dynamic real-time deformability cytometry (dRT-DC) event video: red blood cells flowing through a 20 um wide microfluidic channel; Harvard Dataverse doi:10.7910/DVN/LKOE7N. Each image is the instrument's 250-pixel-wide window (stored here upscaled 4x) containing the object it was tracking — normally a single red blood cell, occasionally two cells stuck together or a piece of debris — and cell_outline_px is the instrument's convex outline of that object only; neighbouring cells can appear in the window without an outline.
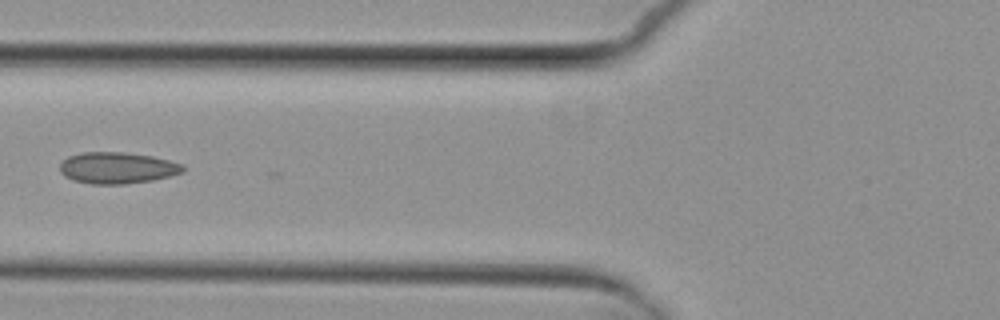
{"species": "common noctule bat (a hibernating species)", "species_latin": "Nyctalus noctula", "temperature_condition": "cold", "stored_images_in_passage": 7, "camera_frame_rate_fps": 3000, "um_per_image_px": 0.085, "animal": {"sex": "female", "body_mass_g": 29.2, "forearm_length_mm": 56.3}, "frame": {"image": 1, "passage_image": 7, "time_ms": 7.0, "image_size_px": [1000, 320], "cell_outline_px": [[184, 172], [152, 180], [124, 184], [92, 184], [72, 180], [64, 176], [60, 172], [60, 164], [68, 156], [84, 152], [124, 152], [152, 156], [184, 164]], "centroid_in_image_um": [9.96, 14.27], "position_along_channel_um": 115.8, "area_um2": 22.54}}